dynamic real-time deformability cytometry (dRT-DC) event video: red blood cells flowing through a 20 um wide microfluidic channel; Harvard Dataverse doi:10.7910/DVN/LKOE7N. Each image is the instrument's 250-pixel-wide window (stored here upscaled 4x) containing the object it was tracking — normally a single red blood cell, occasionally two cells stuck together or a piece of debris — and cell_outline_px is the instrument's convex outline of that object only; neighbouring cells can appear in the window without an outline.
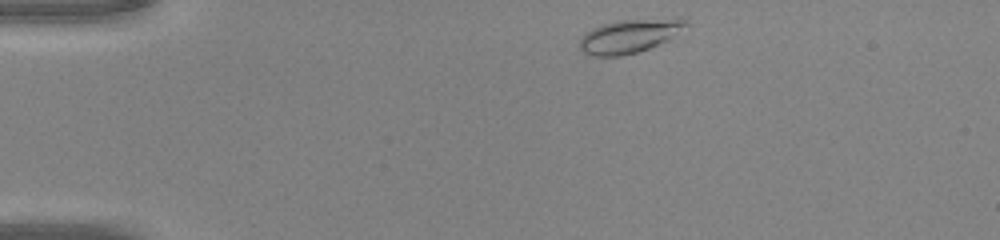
{"species": "common noctule bat (a hibernating species)", "species_latin": "Nyctalus noctula", "temperature_condition": "warm", "stored_images_in_passage": 39, "camera_frame_rate_fps": 3000, "um_per_image_px": 0.085, "animal": {"sex": "male", "body_mass_g": 20.0, "forearm_length_mm": 53.3}, "frame": {"image": 1, "passage_image": 1, "time_ms": 0.0, "image_size_px": [1000, 240], "cell_outline_px": [[688, 24], [668, 40], [648, 48], [636, 52], [620, 56], [592, 56], [584, 52], [580, 48], [580, 40], [592, 28], [604, 24], [620, 20], [680, 16], [688, 20]], "centroid_in_image_um": [53.58, 3.02], "position_along_channel_um": 31.4, "area_um2": 20.87}}
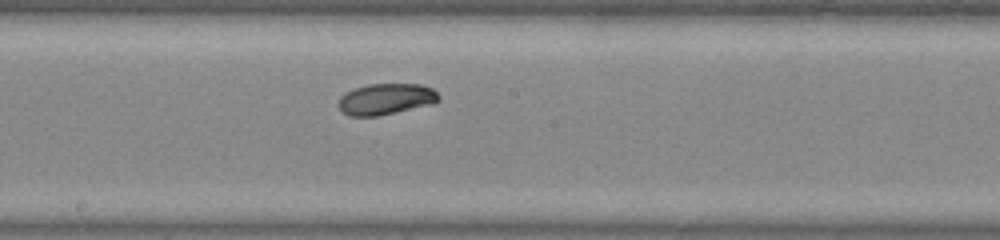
{"frame": {"image": 2, "passage_image": 18, "time_ms": 5.667, "image_size_px": [1000, 240], "cell_outline_px": [[440, 100], [436, 104], [376, 116], [348, 116], [336, 104], [340, 96], [344, 92], [368, 84], [420, 84], [432, 88], [440, 96]], "centroid_in_image_um": [32.81, 8.42], "position_along_channel_um": 215.4, "area_um2": 18.44}}
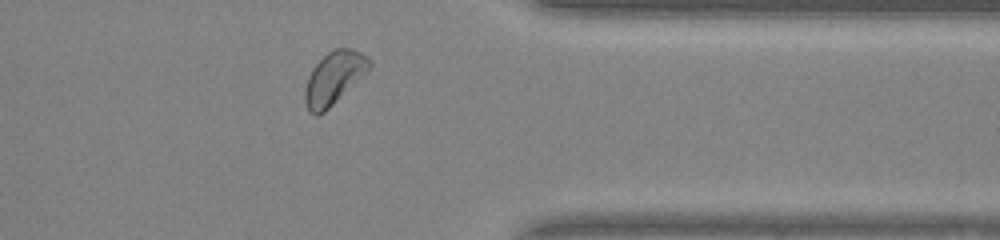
{"frame": {"image": 3, "passage_image": 30, "time_ms": 9.667, "image_size_px": [1000, 240], "cell_outline_px": [[372, 64], [324, 112], [316, 116], [308, 112], [304, 100], [304, 88], [308, 76], [312, 68], [328, 52], [336, 48], [352, 48], [368, 56], [372, 60]], "centroid_in_image_um": [28.33, 6.61], "position_along_channel_um": 383.1, "area_um2": 19.25}}